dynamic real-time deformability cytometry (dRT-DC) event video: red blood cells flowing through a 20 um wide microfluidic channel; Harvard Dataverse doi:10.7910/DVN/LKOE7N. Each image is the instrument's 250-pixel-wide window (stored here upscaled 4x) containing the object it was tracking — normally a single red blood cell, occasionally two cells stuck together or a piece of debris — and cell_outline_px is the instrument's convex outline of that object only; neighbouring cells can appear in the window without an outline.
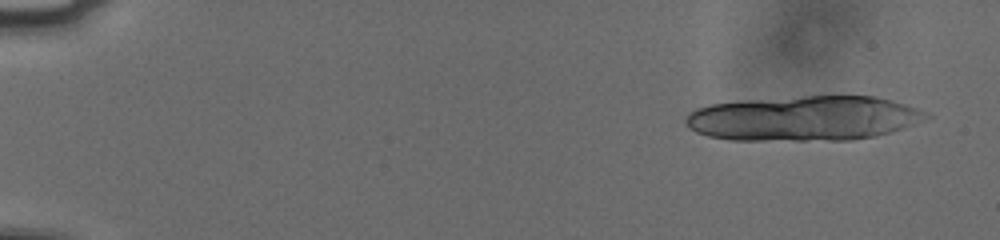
{"species": "human", "species_latin": "Homo sapiens", "temperature_condition": "cold", "stored_images_in_passage": 19, "camera_frame_rate_fps": 3000, "um_per_image_px": 0.085, "donor": {"sex": "male"}, "frame": {"image": 1, "passage_image": 2, "time_ms": 0.333, "image_size_px": [1000, 240], "cell_outline_px": [[932, 116], [924, 120], [892, 132], [876, 136], [852, 140], [728, 140], [708, 136], [696, 132], [688, 128], [684, 120], [688, 112], [696, 108], [712, 104], [744, 100], [804, 96], [876, 96], [892, 100], [928, 112]], "centroid_in_image_um": [68.32, 10.06], "position_along_channel_um": 16.7, "area_um2": 63.29}}